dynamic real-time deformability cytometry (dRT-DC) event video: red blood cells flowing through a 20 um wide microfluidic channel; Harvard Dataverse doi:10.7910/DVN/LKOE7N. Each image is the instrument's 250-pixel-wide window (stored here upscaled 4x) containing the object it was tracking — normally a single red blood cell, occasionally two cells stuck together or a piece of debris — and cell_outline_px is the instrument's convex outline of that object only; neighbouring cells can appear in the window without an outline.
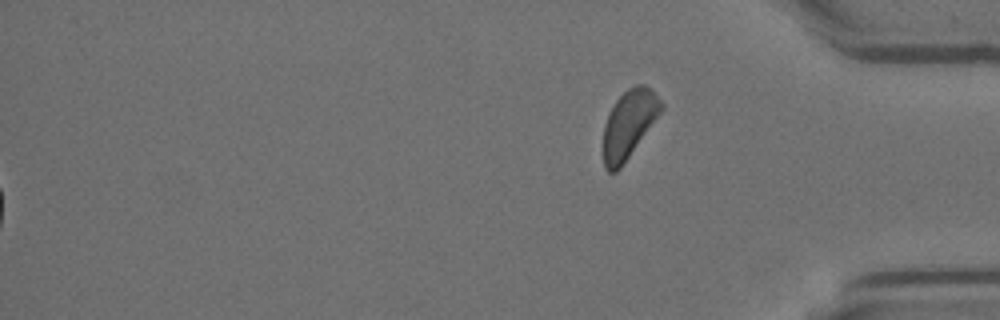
{"species": "Egyptian fruit bat (a non-hibernating species)", "species_latin": "Rousettus aegyptiacus", "temperature_condition": "room temperature", "stored_images_in_passage": 53, "segment_of_instrument_passage": [2, 2], "camera_frame_rate_fps": 3000, "um_per_image_px": 0.085, "animal": {"sex": "female"}, "frame": {"image": 1, "passage_image": 53, "time_ms": 17.333, "image_size_px": [1000, 320], "cell_outline_px": [[664, 108], [620, 168], [616, 172], [608, 172], [604, 168], [604, 124], [616, 100], [628, 88], [636, 84], [644, 84], [664, 104]], "centroid_in_image_um": [53.45, 10.55], "position_along_channel_um": 381.7, "area_um2": 22.37}}